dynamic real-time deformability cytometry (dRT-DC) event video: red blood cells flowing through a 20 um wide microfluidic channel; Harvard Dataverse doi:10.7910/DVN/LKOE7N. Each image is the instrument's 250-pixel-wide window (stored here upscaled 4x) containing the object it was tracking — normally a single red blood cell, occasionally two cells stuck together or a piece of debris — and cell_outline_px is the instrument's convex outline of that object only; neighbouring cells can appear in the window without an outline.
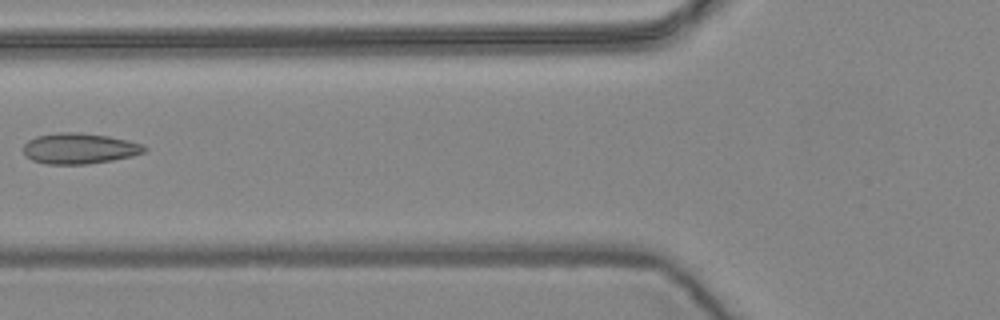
{"species": "common noctule bat (a hibernating species)", "species_latin": "Nyctalus noctula", "temperature_condition": "warm", "stored_images_in_passage": 8, "camera_frame_rate_fps": 3000, "um_per_image_px": 0.085, "animal": {"sex": "female", "body_mass_g": 24.6, "forearm_length_mm": 56.2}, "frame": {"image": 1, "passage_image": 7, "time_ms": 2.0, "image_size_px": [1000, 320], "cell_outline_px": [[148, 148], [144, 152], [132, 156], [112, 160], [88, 164], [44, 164], [32, 160], [24, 152], [24, 144], [28, 140], [36, 136], [60, 132], [76, 132], [108, 136], [128, 140], [144, 144]], "centroid_in_image_um": [6.77, 12.62], "position_along_channel_um": 119.0, "area_um2": 21.68}}
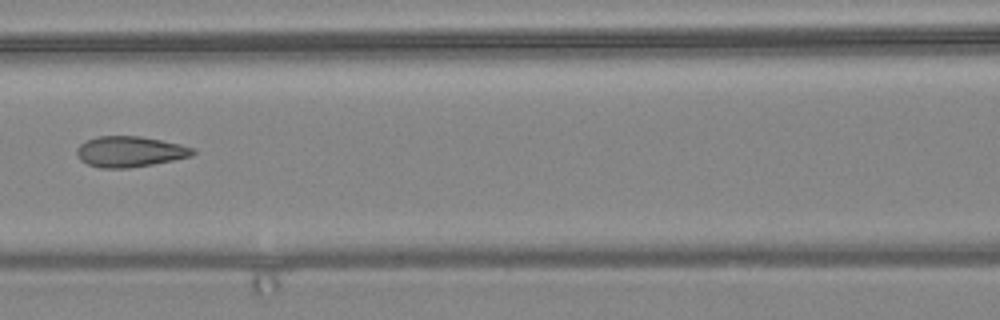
{"frame": {"image": 2, "passage_image": 8, "time_ms": 2.333, "image_size_px": [1000, 320], "cell_outline_px": [[196, 152], [192, 156], [152, 164], [128, 168], [100, 168], [88, 164], [80, 160], [76, 152], [76, 148], [80, 144], [96, 136], [140, 136], [180, 144], [196, 148]], "centroid_in_image_um": [11.04, 12.88], "position_along_channel_um": 155.6, "area_um2": 20.75}}